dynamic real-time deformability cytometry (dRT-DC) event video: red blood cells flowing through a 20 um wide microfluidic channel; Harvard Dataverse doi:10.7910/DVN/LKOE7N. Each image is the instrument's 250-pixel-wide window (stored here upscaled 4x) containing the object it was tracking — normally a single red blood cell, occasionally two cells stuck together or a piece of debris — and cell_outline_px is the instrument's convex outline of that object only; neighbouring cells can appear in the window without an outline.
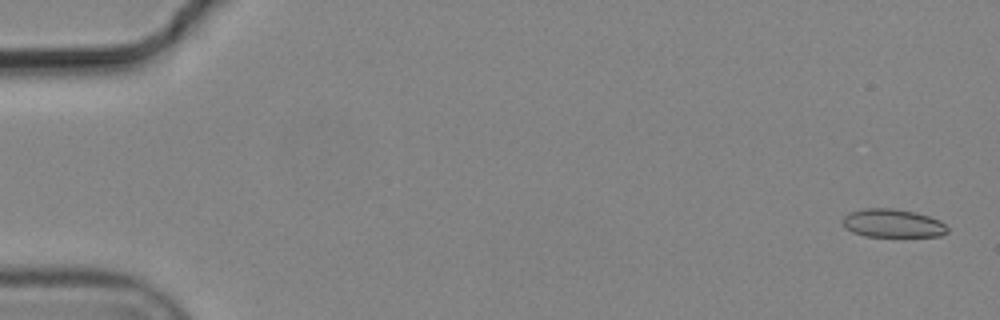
{"species": "common noctule bat (a hibernating species)", "species_latin": "Nyctalus noctula", "temperature_condition": "cold", "stored_images_in_passage": 7, "camera_frame_rate_fps": 3000, "um_per_image_px": 0.085, "animal": {"sex": "male", "body_mass_g": 19.2, "forearm_length_mm": 51.8}, "frame": {"image": 1, "passage_image": 1, "time_ms": 0.0, "image_size_px": [1000, 320], "cell_outline_px": [[948, 232], [940, 236], [864, 236], [852, 232], [844, 228], [840, 220], [848, 212], [864, 208], [892, 208], [916, 212], [940, 220], [948, 228]], "centroid_in_image_um": [75.83, 18.97], "position_along_channel_um": 9.2, "area_um2": 17.51}}
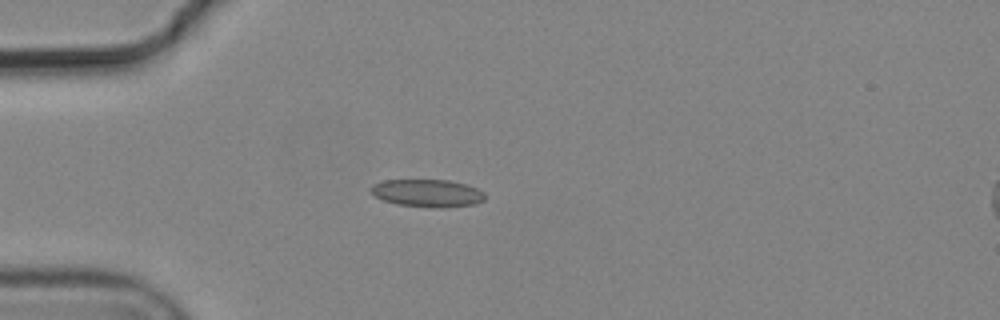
{"frame": {"image": 2, "passage_image": 5, "time_ms": 1.333, "image_size_px": [1000, 320], "cell_outline_px": [[484, 200], [476, 204], [432, 208], [396, 204], [384, 200], [376, 196], [372, 192], [372, 184], [384, 180], [448, 180], [468, 184], [484, 192]], "centroid_in_image_um": [36.36, 16.41], "position_along_channel_um": 48.6, "area_um2": 18.26}}
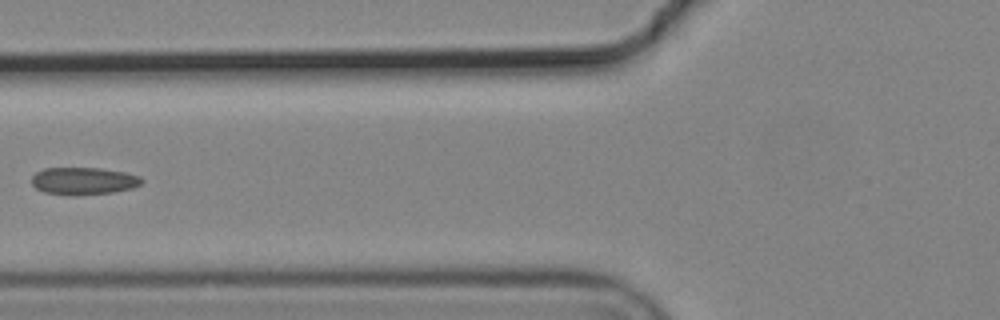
{"frame": {"image": 3, "passage_image": 7, "time_ms": 2.0, "image_size_px": [1000, 320], "cell_outline_px": [[144, 180], [140, 184], [132, 188], [112, 192], [72, 196], [44, 192], [36, 188], [32, 184], [32, 176], [36, 172], [44, 168], [100, 168], [124, 172], [140, 176]], "centroid_in_image_um": [7.09, 15.38], "position_along_channel_um": 118.7, "area_um2": 17.57}}